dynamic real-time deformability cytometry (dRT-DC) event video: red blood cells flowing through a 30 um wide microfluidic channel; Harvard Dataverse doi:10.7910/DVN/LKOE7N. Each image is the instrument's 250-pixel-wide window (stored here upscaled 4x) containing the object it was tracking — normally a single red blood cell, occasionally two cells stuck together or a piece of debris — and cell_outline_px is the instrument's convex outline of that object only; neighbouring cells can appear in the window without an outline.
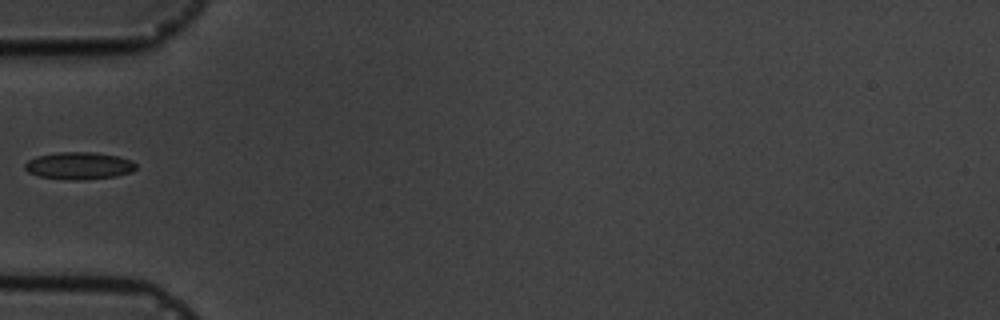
{"species": "common noctule bat (a hibernating species)", "species_latin": "Nyctalus noctula", "temperature_condition": "cold", "stored_images_in_passage": 2, "camera_frame_rate_fps": 3000, "um_per_image_px": 0.085, "animal": {"sex": "male", "body_mass_g": 19.5, "forearm_length_mm": 54.6}, "frame": {"image": 1, "passage_image": 1, "time_ms": 0.0, "image_size_px": [1000, 320], "cell_outline_px": [[136, 168], [132, 172], [116, 176], [84, 180], [68, 180], [40, 176], [28, 172], [24, 168], [24, 164], [28, 160], [36, 156], [60, 152], [96, 152], [120, 156], [132, 160], [136, 164]], "centroid_in_image_um": [6.74, 14.08], "position_along_channel_um": 78.3, "area_um2": 17.86}}
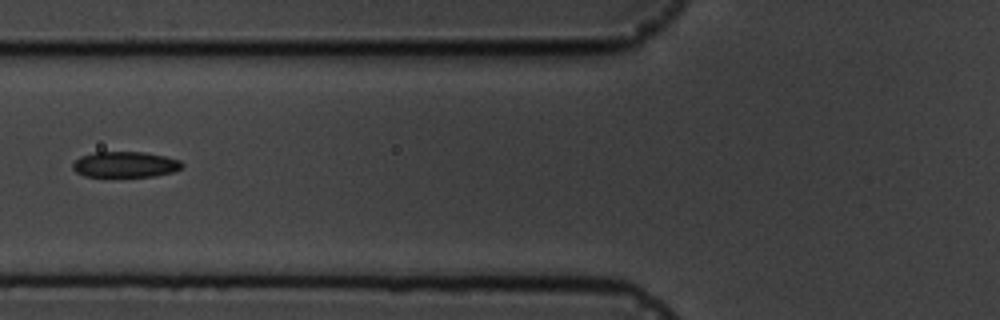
{"frame": {"image": 2, "passage_image": 2, "time_ms": 1.0, "image_size_px": [1000, 320], "cell_outline_px": [[184, 164], [180, 168], [172, 172], [156, 176], [84, 176], [76, 172], [72, 168], [72, 164], [80, 156], [96, 152], [144, 152], [164, 156], [180, 160]], "centroid_in_image_um": [10.63, 13.98], "position_along_channel_um": 115.2, "area_um2": 16.3}}